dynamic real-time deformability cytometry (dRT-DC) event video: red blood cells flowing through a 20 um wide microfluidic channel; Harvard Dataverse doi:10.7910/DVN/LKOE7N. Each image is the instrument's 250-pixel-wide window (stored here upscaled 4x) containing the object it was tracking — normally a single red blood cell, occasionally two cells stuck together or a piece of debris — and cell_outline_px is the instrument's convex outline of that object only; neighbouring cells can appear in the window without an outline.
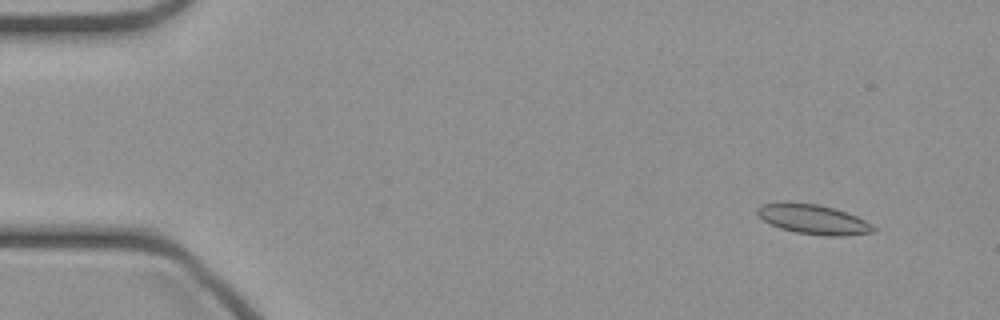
{"species": "common noctule bat (a hibernating species)", "species_latin": "Nyctalus noctula", "temperature_condition": "cold", "stored_images_in_passage": 47, "camera_frame_rate_fps": 3000, "um_per_image_px": 0.085, "animal": {"sex": "female", "body_mass_g": 21.9}, "frame": {"image": 1, "passage_image": 4, "time_ms": 1.0, "image_size_px": [1000, 320], "cell_outline_px": [[876, 232], [844, 236], [824, 236], [796, 232], [780, 228], [756, 216], [756, 208], [764, 204], [784, 200], [788, 200], [820, 204], [856, 216], [872, 224], [876, 228]], "centroid_in_image_um": [69.09, 18.62], "position_along_channel_um": 15.9, "area_um2": 20.46}}
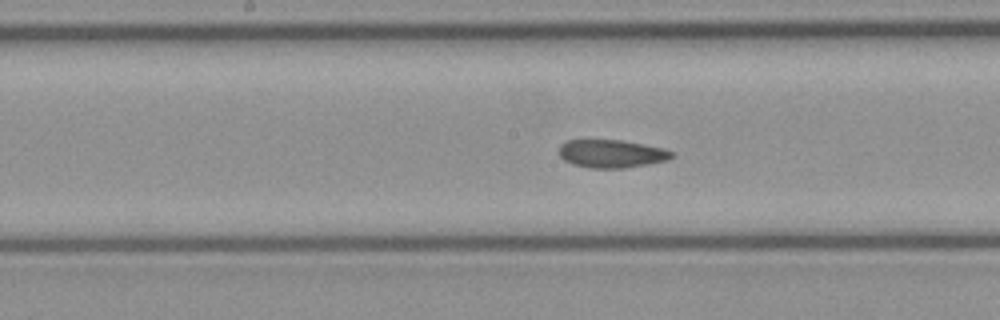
{"frame": {"image": 2, "passage_image": 24, "time_ms": 7.667, "image_size_px": [1000, 320], "cell_outline_px": [[676, 156], [668, 160], [648, 164], [624, 168], [588, 168], [572, 164], [564, 160], [560, 156], [560, 144], [568, 140], [620, 140], [664, 148], [672, 152]], "centroid_in_image_um": [51.99, 13.07], "position_along_channel_um": 196.2, "area_um2": 18.44}}
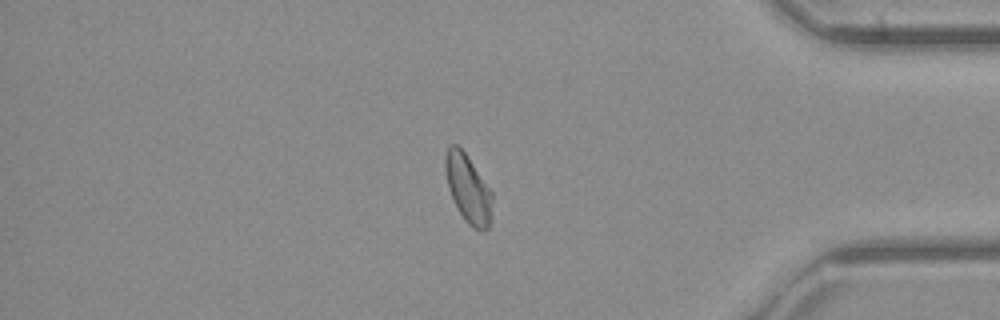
{"frame": {"image": 3, "passage_image": 40, "time_ms": 13.0, "image_size_px": [1000, 320], "cell_outline_px": [[492, 220], [488, 228], [484, 232], [480, 232], [472, 228], [468, 224], [460, 212], [448, 188], [444, 168], [444, 156], [448, 144], [456, 144], [464, 152], [492, 192]], "centroid_in_image_um": [39.79, 16.06], "position_along_channel_um": 395.4, "area_um2": 18.73}}